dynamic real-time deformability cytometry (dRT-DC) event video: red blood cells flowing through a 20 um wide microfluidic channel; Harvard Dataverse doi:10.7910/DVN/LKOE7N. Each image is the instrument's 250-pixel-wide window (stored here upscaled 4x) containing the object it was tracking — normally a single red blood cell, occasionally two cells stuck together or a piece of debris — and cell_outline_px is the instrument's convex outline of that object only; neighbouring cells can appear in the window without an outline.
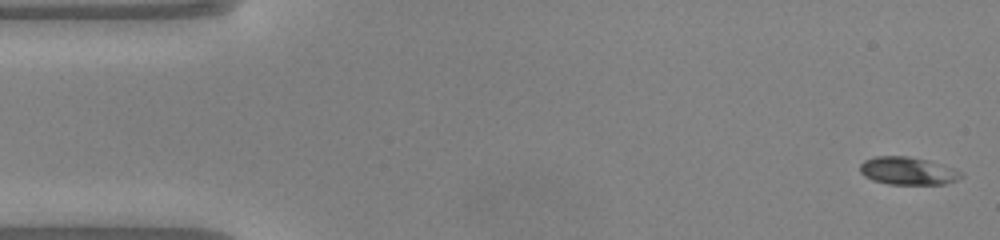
{"species": "common noctule bat (a hibernating species)", "species_latin": "Nyctalus noctula", "temperature_condition": "warm", "stored_images_in_passage": 48, "camera_frame_rate_fps": 3000, "um_per_image_px": 0.085, "animal": {"sex": "male", "body_mass_g": 20.0, "forearm_length_mm": 53.3}, "frame": {"image": 1, "passage_image": 1, "time_ms": 0.0, "image_size_px": [1000, 240], "cell_outline_px": [[964, 176], [956, 180], [944, 184], [888, 184], [872, 180], [864, 176], [860, 172], [860, 164], [864, 160], [876, 156], [908, 156], [928, 160], [956, 168]], "centroid_in_image_um": [77.16, 14.52], "position_along_channel_um": 7.8, "area_um2": 16.47}}
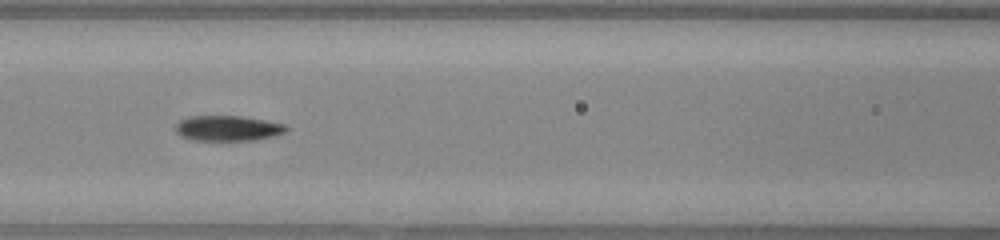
{"frame": {"image": 2, "passage_image": 20, "time_ms": 6.333, "image_size_px": [1000, 240], "cell_outline_px": [[288, 128], [284, 132], [272, 136], [252, 140], [192, 140], [180, 136], [176, 132], [176, 124], [180, 120], [188, 116], [240, 116], [264, 120], [284, 124]], "centroid_in_image_um": [19.31, 10.9], "position_along_channel_um": 147.3, "area_um2": 16.18}}
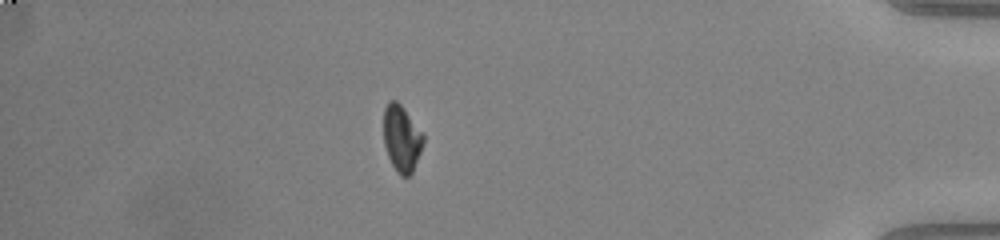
{"frame": {"image": 3, "passage_image": 42, "time_ms": 13.667, "image_size_px": [1000, 240], "cell_outline_px": [[424, 144], [412, 172], [408, 176], [400, 176], [396, 172], [388, 156], [384, 144], [384, 108], [388, 100], [396, 100], [404, 108], [424, 132]], "centroid_in_image_um": [34.16, 11.75], "position_along_channel_um": 401.0, "area_um2": 15.61}, "authors_computed_cell_mechanics": {"area_um2": 16.0973, "velocity_mm_per_s": 4.1214, "shape_relaxation_time_tau1_ms": 3.5405, "shape_relaxation_time_tau2_ms": 4.0494, "deformation_change_tau1": 0.147, "deformation_change_tau2": 0.079}}